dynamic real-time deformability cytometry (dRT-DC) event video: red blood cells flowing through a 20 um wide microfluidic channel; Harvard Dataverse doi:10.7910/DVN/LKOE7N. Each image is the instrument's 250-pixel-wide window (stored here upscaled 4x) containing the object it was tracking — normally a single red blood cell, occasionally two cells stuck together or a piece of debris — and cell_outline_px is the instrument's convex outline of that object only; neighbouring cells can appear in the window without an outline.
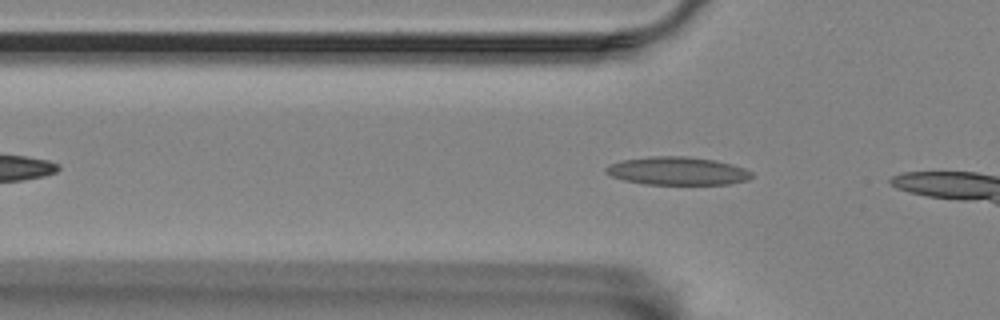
{"species": "Egyptian fruit bat (a non-hibernating species)", "species_latin": "Rousettus aegyptiacus", "temperature_condition": "room temperature", "stored_images_in_passage": 8, "camera_frame_rate_fps": 3000, "um_per_image_px": 0.085, "animal": {"sex": "female"}, "frame": {"image": 1, "passage_image": 2, "time_ms": 0.333, "image_size_px": [1000, 320], "cell_outline_px": [[752, 176], [748, 180], [728, 184], [644, 184], [624, 180], [612, 176], [604, 172], [604, 168], [608, 164], [620, 160], [652, 156], [684, 156], [716, 160], [732, 164], [744, 168], [752, 172]], "centroid_in_image_um": [57.55, 14.52], "position_along_channel_um": 68.3, "area_um2": 23.99}}
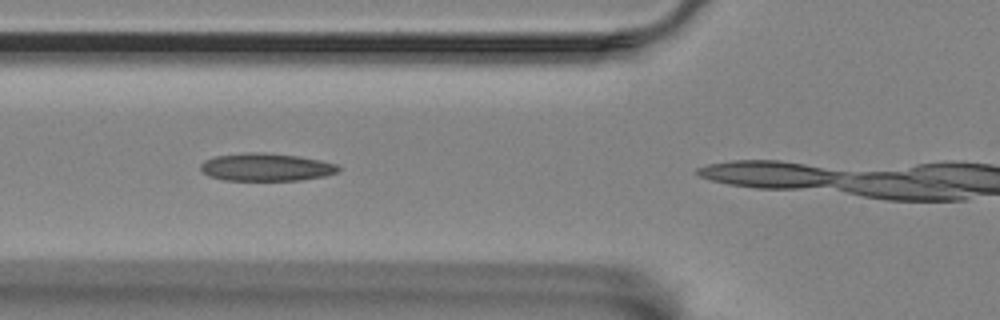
{"frame": {"image": 2, "passage_image": 5, "time_ms": 1.333, "image_size_px": [1000, 320], "cell_outline_px": [[340, 172], [324, 176], [300, 180], [224, 180], [208, 176], [200, 168], [200, 164], [204, 160], [216, 156], [244, 152], [264, 152], [296, 156], [320, 160], [336, 164], [340, 168]], "centroid_in_image_um": [22.61, 14.2], "position_along_channel_um": 103.2, "area_um2": 22.31}}